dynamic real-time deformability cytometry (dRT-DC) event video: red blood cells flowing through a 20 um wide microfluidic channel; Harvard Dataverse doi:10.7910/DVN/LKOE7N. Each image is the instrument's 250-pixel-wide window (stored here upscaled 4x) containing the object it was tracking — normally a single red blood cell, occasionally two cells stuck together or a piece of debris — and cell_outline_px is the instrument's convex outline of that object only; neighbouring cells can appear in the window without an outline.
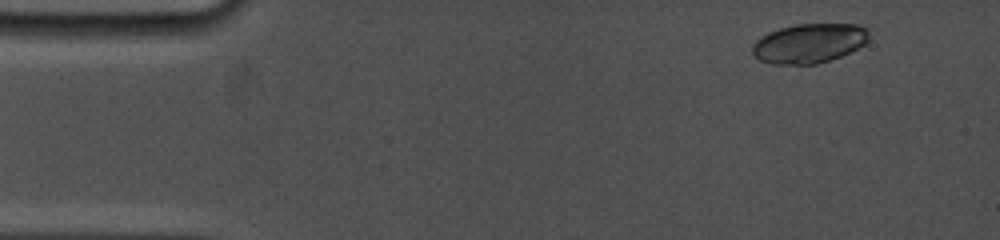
{"species": "common noctule bat (a hibernating species)", "species_latin": "Nyctalus noctula", "temperature_condition": "cold", "stored_images_in_passage": 4, "camera_frame_rate_fps": 5000, "um_per_image_px": 0.085, "animal": {"sex": "female", "body_mass_g": 19.0, "forearm_length_mm": 53.3}, "frame": {"image": 1, "passage_image": 1, "time_ms": 0.0, "image_size_px": [1000, 240], "cell_outline_px": [[868, 40], [864, 44], [840, 56], [816, 64], [772, 64], [760, 60], [752, 52], [752, 44], [760, 36], [768, 32], [780, 28], [796, 24], [856, 24], [868, 28]], "centroid_in_image_um": [68.75, 3.67], "position_along_channel_um": 16.2, "area_um2": 26.7}}